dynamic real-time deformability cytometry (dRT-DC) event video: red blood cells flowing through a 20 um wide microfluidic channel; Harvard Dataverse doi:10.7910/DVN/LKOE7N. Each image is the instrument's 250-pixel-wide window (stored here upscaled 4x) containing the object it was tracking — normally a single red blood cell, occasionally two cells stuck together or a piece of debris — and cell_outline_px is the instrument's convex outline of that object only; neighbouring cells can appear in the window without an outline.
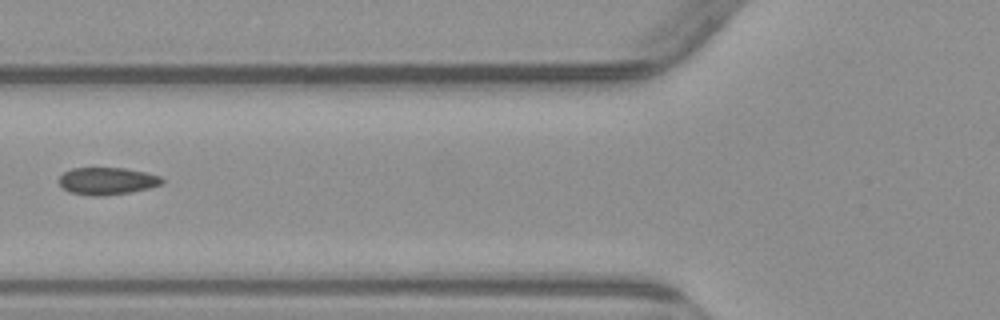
{"species": "common noctule bat (a hibernating species)", "species_latin": "Nyctalus noctula", "temperature_condition": "warm", "stored_images_in_passage": 3, "camera_frame_rate_fps": 3000, "um_per_image_px": 0.085, "animal": {"sex": "male", "body_mass_g": 23.1, "forearm_length_mm": 52.7}, "frame": {"image": 1, "passage_image": 2, "time_ms": 1.333, "image_size_px": [1000, 320], "cell_outline_px": [[164, 184], [148, 188], [128, 192], [104, 196], [92, 196], [68, 192], [56, 180], [64, 172], [72, 168], [124, 168], [144, 172], [160, 176], [164, 180]], "centroid_in_image_um": [9.08, 15.39], "position_along_channel_um": 116.7, "area_um2": 16.42}}
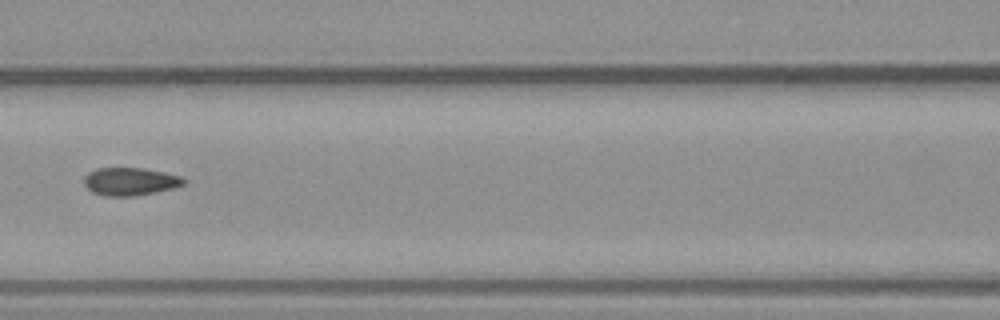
{"frame": {"image": 2, "passage_image": 3, "time_ms": 2.333, "image_size_px": [1000, 320], "cell_outline_px": [[188, 180], [184, 184], [172, 188], [156, 192], [136, 196], [104, 196], [92, 192], [84, 184], [84, 176], [88, 172], [96, 168], [144, 168], [164, 172], [180, 176]], "centroid_in_image_um": [11.05, 15.42], "position_along_channel_um": 155.5, "area_um2": 16.3}}